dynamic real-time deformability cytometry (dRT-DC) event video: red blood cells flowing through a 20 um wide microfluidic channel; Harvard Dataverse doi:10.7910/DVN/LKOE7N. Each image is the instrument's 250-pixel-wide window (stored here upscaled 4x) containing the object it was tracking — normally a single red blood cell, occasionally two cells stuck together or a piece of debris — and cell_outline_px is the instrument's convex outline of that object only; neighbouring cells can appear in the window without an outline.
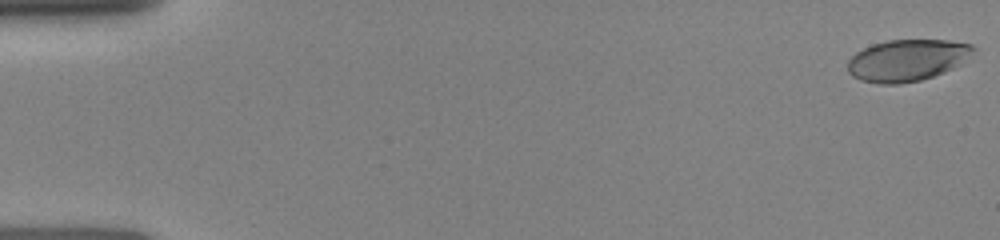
{"species": "human", "species_latin": "Homo sapiens", "temperature_condition": "room temperature", "stored_images_in_passage": 16, "camera_frame_rate_fps": 3000, "um_per_image_px": 0.085, "donor": {"sex": "female"}, "frame": {"image": 1, "passage_image": 1, "time_ms": 0.0, "image_size_px": [1000, 240], "cell_outline_px": [[976, 48], [960, 64], [944, 72], [920, 80], [900, 84], [880, 84], [860, 80], [852, 76], [848, 72], [848, 60], [856, 52], [872, 44], [888, 40], [948, 40], [972, 44]], "centroid_in_image_um": [77.08, 5.12], "position_along_channel_um": 7.9, "area_um2": 30.4}}
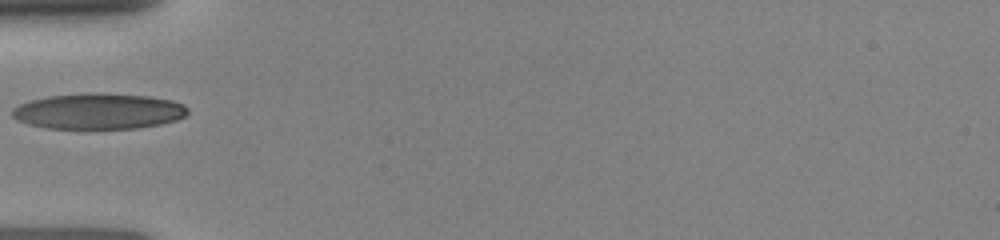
{"frame": {"image": 2, "passage_image": 14, "time_ms": 5.333, "image_size_px": [1000, 240], "cell_outline_px": [[188, 112], [184, 116], [176, 120], [160, 124], [136, 128], [44, 128], [28, 124], [16, 120], [12, 116], [12, 108], [20, 104], [32, 100], [48, 96], [148, 96], [172, 100], [184, 104], [188, 108]], "centroid_in_image_um": [8.37, 9.51], "position_along_channel_um": 76.6, "area_um2": 35.14}}
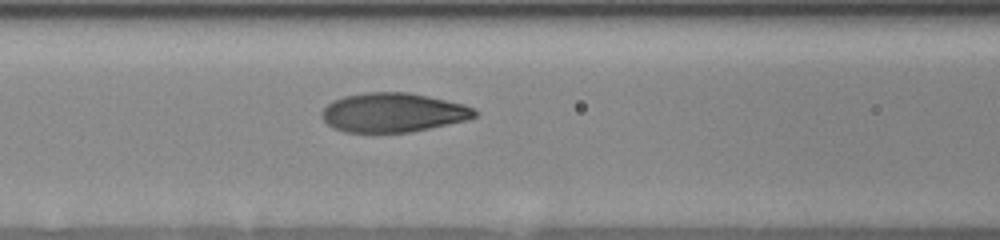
{"frame": {"image": 3, "passage_image": 16, "time_ms": 6.667, "image_size_px": [1000, 240], "cell_outline_px": [[476, 116], [468, 120], [412, 132], [344, 132], [332, 128], [320, 116], [320, 112], [332, 100], [344, 96], [364, 92], [408, 92], [428, 96], [464, 104], [476, 108]], "centroid_in_image_um": [33.4, 9.56], "position_along_channel_um": 133.2, "area_um2": 35.2}}